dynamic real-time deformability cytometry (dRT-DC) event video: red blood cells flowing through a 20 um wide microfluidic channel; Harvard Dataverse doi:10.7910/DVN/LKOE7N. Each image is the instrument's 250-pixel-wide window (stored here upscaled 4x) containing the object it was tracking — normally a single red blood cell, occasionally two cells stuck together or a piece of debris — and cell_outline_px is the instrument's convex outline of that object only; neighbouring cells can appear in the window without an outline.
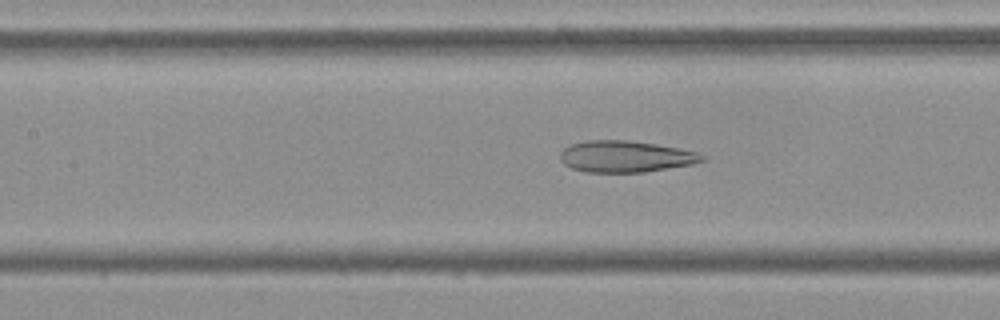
{"species": "Egyptian fruit bat (a non-hibernating species)", "species_latin": "Rousettus aegyptiacus", "temperature_condition": "cold", "stored_images_in_passage": 47, "camera_frame_rate_fps": 3000, "um_per_image_px": 0.085, "frame": {"image": 1, "passage_image": 17, "time_ms": 5.333, "image_size_px": [1000, 320], "cell_outline_px": [[704, 160], [692, 164], [644, 172], [588, 172], [572, 168], [564, 164], [560, 160], [560, 152], [564, 148], [572, 144], [584, 140], [628, 140], [656, 144], [696, 152], [704, 156]], "centroid_in_image_um": [53.12, 13.3], "position_along_channel_um": 154.3, "area_um2": 25.84}}
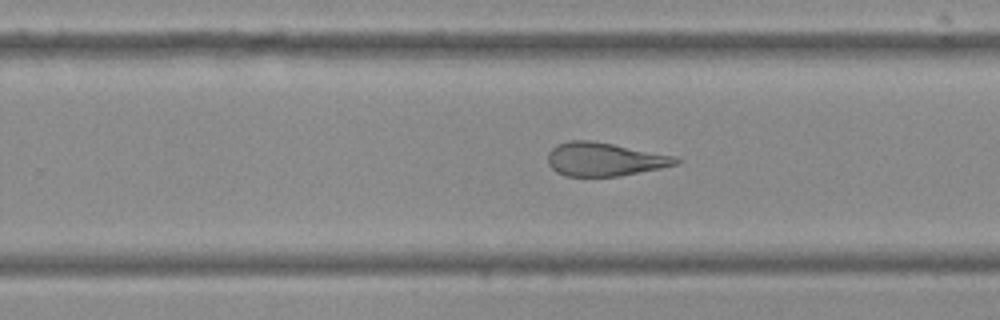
{"frame": {"image": 2, "passage_image": 27, "time_ms": 8.667, "image_size_px": [1000, 320], "cell_outline_px": [[684, 160], [680, 164], [620, 176], [564, 176], [556, 172], [548, 164], [548, 152], [556, 144], [568, 140], [592, 140], [676, 156]], "centroid_in_image_um": [51.39, 13.53], "position_along_channel_um": 278.4, "area_um2": 25.26}}
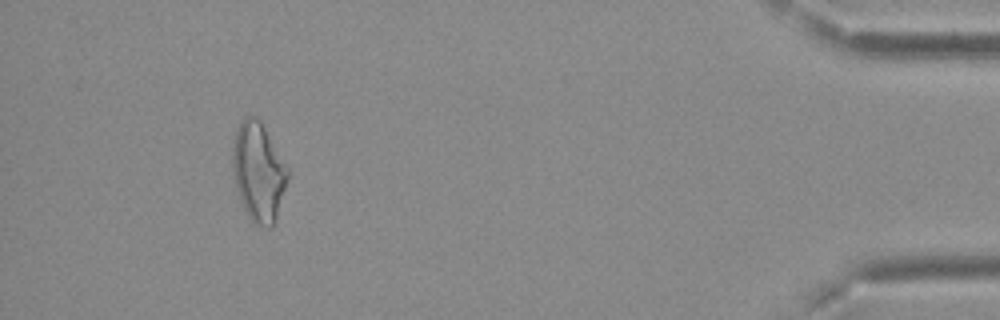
{"frame": {"image": 3, "passage_image": 43, "time_ms": 14.0, "image_size_px": [1000, 320], "cell_outline_px": [[288, 180], [276, 220], [272, 228], [268, 228], [252, 224], [244, 208], [236, 188], [232, 172], [232, 148], [236, 128], [240, 120], [244, 116], [252, 116], [260, 120], [288, 168]], "centroid_in_image_um": [21.95, 14.63], "position_along_channel_um": 413.2, "area_um2": 32.02}, "authors_computed_cell_mechanics": {"area_um2": 28.2064, "velocity_mm_per_s": 3.7305, "shape_relaxation_time_tau1_ms": null, "shape_relaxation_time_tau2_ms": 2.533, "deformation_change_tau1": null, "deformation_change_tau2": 0.1183}}